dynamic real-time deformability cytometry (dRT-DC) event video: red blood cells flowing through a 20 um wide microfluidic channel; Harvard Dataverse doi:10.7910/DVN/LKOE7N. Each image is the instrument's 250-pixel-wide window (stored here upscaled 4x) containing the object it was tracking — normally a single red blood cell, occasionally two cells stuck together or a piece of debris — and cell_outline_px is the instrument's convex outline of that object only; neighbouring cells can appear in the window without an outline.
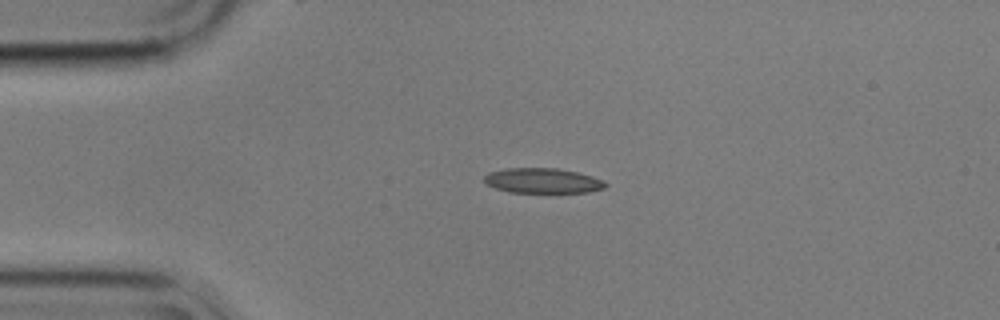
{"species": "common noctule bat (a hibernating species)", "species_latin": "Nyctalus noctula", "temperature_condition": "cold", "stored_images_in_passage": 44, "camera_frame_rate_fps": 3000, "um_per_image_px": 0.085, "animal": {"sex": "male", "body_mass_g": 17.9}, "frame": {"image": 1, "passage_image": 1, "time_ms": 0.0, "image_size_px": [1000, 320], "cell_outline_px": [[608, 184], [604, 188], [588, 192], [508, 192], [484, 184], [484, 176], [488, 172], [508, 168], [556, 168], [576, 172], [592, 176], [604, 180]], "centroid_in_image_um": [46.11, 15.35], "position_along_channel_um": 38.9, "area_um2": 17.69}}
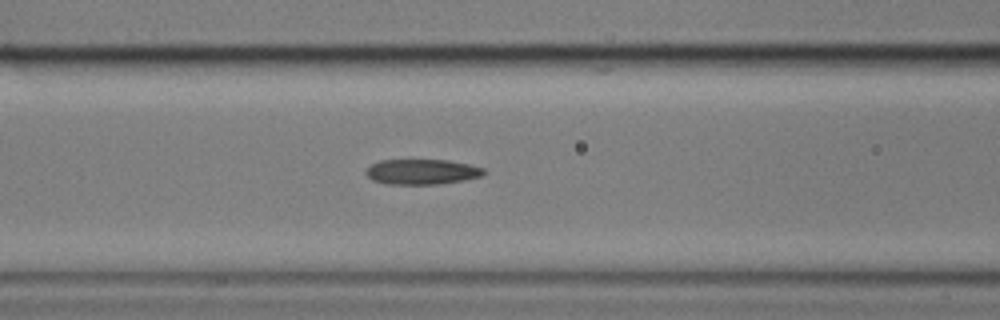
{"frame": {"image": 2, "passage_image": 11, "time_ms": 3.333, "image_size_px": [1000, 320], "cell_outline_px": [[488, 172], [480, 176], [464, 180], [440, 184], [388, 184], [372, 180], [364, 172], [372, 164], [380, 160], [448, 160], [468, 164], [484, 168]], "centroid_in_image_um": [35.88, 14.6], "position_along_channel_um": 130.7, "area_um2": 17.34}}
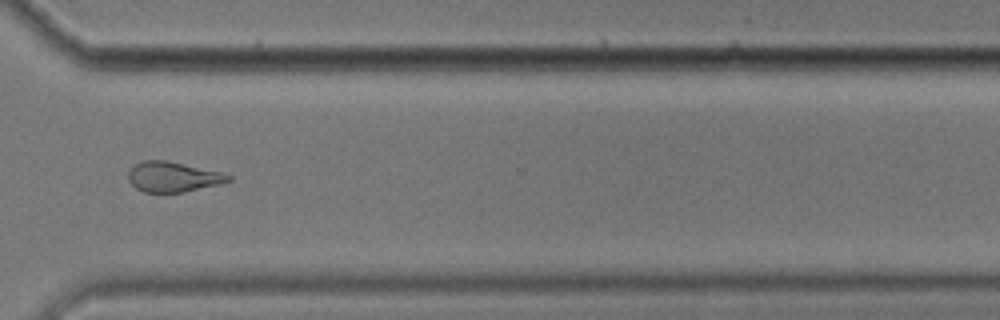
{"frame": {"image": 3, "passage_image": 30, "time_ms": 9.667, "image_size_px": [1000, 320], "cell_outline_px": [[232, 180], [220, 184], [180, 192], [144, 192], [136, 188], [128, 180], [128, 172], [136, 164], [144, 160], [168, 160], [220, 172], [232, 176]], "centroid_in_image_um": [14.7, 15.02], "position_along_channel_um": 355.9, "area_um2": 17.4}, "authors_computed_cell_mechanics": {"area_um2": 17.8891, "velocity_mm_per_s": 3.556, "shape_relaxation_time_tau1_ms": null, "shape_relaxation_time_tau2_ms": 3.2433, "deformation_change_tau1": null, "deformation_change_tau2": 0.109}}